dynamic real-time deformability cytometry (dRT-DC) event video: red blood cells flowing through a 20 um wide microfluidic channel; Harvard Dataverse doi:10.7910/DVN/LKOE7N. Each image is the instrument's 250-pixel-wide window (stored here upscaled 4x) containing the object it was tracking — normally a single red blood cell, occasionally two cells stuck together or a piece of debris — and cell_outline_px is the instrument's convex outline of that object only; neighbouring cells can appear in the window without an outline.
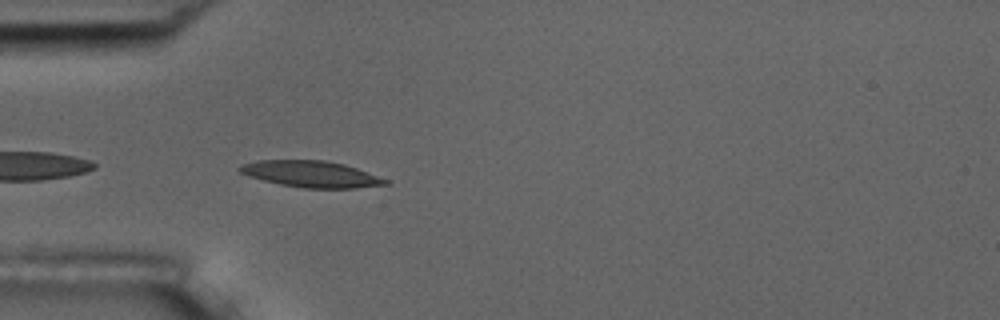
{"species": "common noctule bat (a hibernating species)", "species_latin": "Nyctalus noctula", "temperature_condition": "room temperature", "stored_images_in_passage": 5, "camera_frame_rate_fps": 3000, "um_per_image_px": 0.085, "animal": {"sex": "male", "body_mass_g": 17.5, "forearm_length_mm": 52.3}, "frame": {"image": 1, "passage_image": 5, "time_ms": 4.333, "image_size_px": [1000, 320], "cell_outline_px": [[392, 184], [356, 188], [304, 188], [280, 184], [248, 176], [240, 172], [236, 168], [240, 164], [256, 160], [324, 160], [344, 164], [392, 180]], "centroid_in_image_um": [26.48, 14.79], "position_along_channel_um": 58.5, "area_um2": 22.66}}